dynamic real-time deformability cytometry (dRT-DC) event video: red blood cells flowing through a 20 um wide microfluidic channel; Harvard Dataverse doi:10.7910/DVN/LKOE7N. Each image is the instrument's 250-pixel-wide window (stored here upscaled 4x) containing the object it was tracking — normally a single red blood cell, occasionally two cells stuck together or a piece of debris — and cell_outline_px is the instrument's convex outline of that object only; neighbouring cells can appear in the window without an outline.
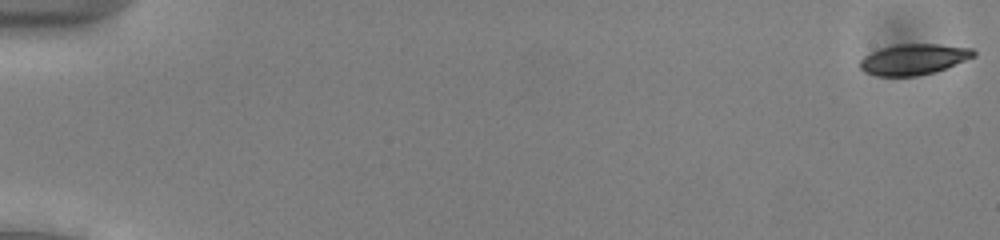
{"species": "common noctule bat (a hibernating species)", "species_latin": "Nyctalus noctula", "temperature_condition": "cold", "stored_images_in_passage": 51, "camera_frame_rate_fps": 3000, "um_per_image_px": 0.085, "animal": {"sex": "male", "body_mass_g": 13.0, "forearm_length_mm": 53.1}, "frame": {"image": 1, "passage_image": 1, "time_ms": 0.0, "image_size_px": [1000, 240], "cell_outline_px": [[976, 56], [936, 72], [916, 76], [876, 76], [864, 72], [860, 68], [860, 60], [864, 56], [872, 52], [896, 44], [936, 44], [972, 48], [976, 52]], "centroid_in_image_um": [77.67, 5.05], "position_along_channel_um": 7.3, "area_um2": 20.35}}
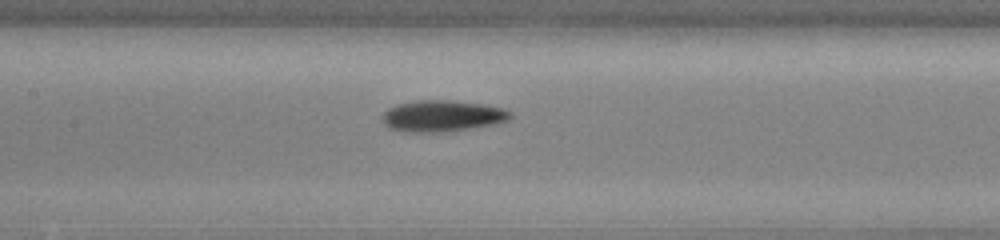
{"frame": {"image": 2, "passage_image": 27, "time_ms": 8.667, "image_size_px": [1000, 240], "cell_outline_px": [[512, 116], [508, 120], [492, 124], [444, 132], [400, 132], [388, 128], [384, 124], [384, 112], [388, 108], [396, 104], [416, 100], [452, 100], [484, 104], [504, 108], [512, 112]], "centroid_in_image_um": [37.57, 9.85], "position_along_channel_um": 169.8, "area_um2": 23.47}}
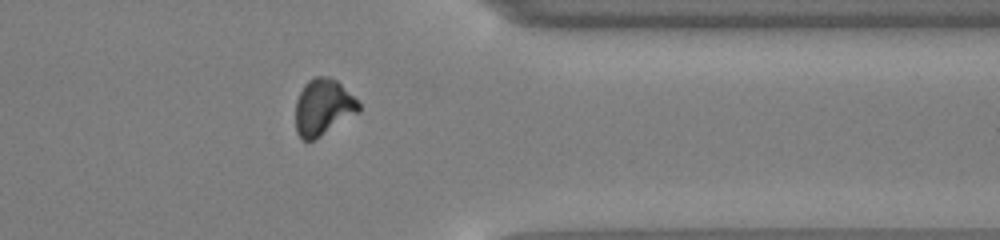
{"frame": {"image": 3, "passage_image": 44, "time_ms": 14.333, "image_size_px": [1000, 240], "cell_outline_px": [[360, 112], [312, 140], [300, 140], [296, 132], [296, 100], [304, 84], [308, 80], [316, 76], [328, 76], [336, 80], [360, 104]], "centroid_in_image_um": [27.44, 9.11], "position_along_channel_um": 384.0, "area_um2": 20.52}}